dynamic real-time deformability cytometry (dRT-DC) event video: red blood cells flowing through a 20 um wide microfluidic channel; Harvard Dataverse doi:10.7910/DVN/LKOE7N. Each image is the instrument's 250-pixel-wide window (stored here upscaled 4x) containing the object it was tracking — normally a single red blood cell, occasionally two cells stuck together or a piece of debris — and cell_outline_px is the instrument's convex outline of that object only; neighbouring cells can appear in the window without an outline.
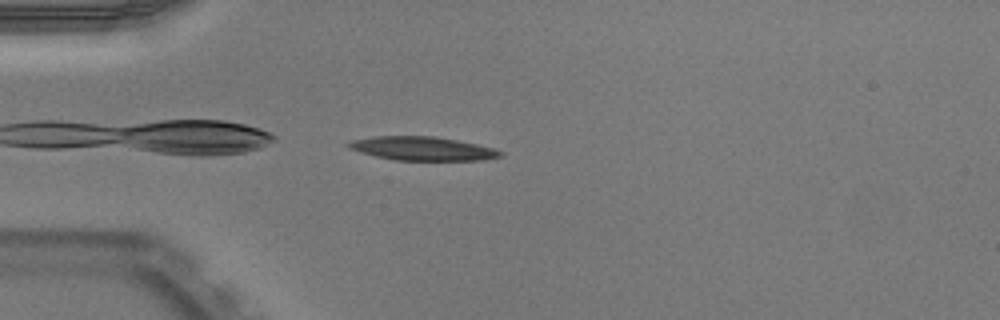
{"species": "Egyptian fruit bat (a non-hibernating species)", "species_latin": "Rousettus aegyptiacus", "temperature_condition": "warm", "stored_images_in_passage": 38, "camera_frame_rate_fps": 3000, "um_per_image_px": 0.085, "animal": {"sex": "male"}, "frame": {"image": 1, "passage_image": 1, "time_ms": 0.0, "image_size_px": [1000, 320], "cell_outline_px": [[504, 156], [484, 160], [396, 160], [376, 156], [360, 152], [344, 144], [352, 140], [376, 136], [432, 136], [456, 140], [476, 144], [492, 148], [504, 152]], "centroid_in_image_um": [35.93, 12.63], "position_along_channel_um": 49.1, "area_um2": 20.81}}
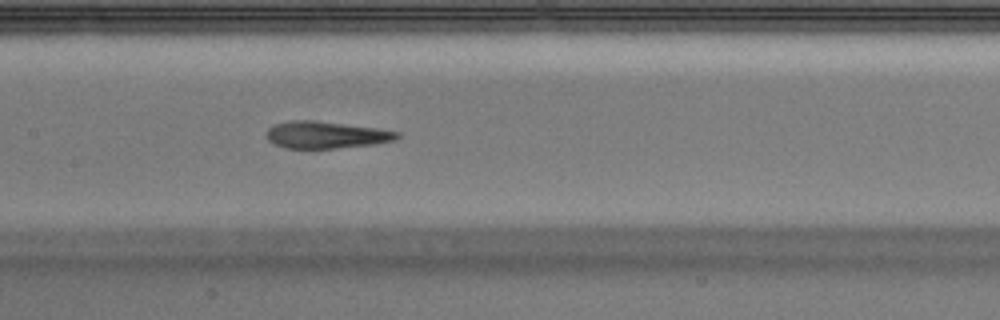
{"frame": {"image": 2, "passage_image": 12, "time_ms": 3.667, "image_size_px": [1000, 320], "cell_outline_px": [[400, 136], [396, 140], [372, 144], [336, 148], [284, 148], [268, 140], [264, 136], [264, 132], [272, 124], [292, 120], [316, 120], [376, 128], [400, 132]], "centroid_in_image_um": [27.65, 11.45], "position_along_channel_um": 179.7, "area_um2": 20.69}}
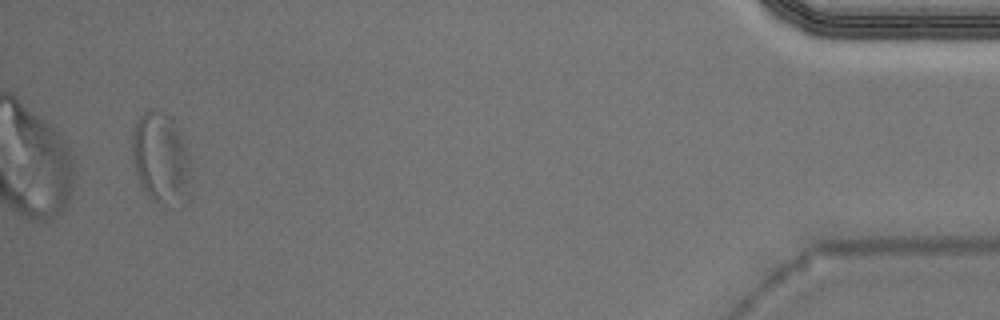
{"frame": {"image": 3, "passage_image": 36, "time_ms": 11.667, "image_size_px": [1000, 320], "cell_outline_px": [[192, 200], [188, 204], [180, 208], [160, 204], [152, 200], [140, 184], [132, 160], [132, 136], [136, 124], [140, 116], [144, 112], [152, 108], [164, 112], [172, 120], [188, 152], [192, 188]], "centroid_in_image_um": [13.74, 13.59], "position_along_channel_um": 421.5, "area_um2": 32.02}}